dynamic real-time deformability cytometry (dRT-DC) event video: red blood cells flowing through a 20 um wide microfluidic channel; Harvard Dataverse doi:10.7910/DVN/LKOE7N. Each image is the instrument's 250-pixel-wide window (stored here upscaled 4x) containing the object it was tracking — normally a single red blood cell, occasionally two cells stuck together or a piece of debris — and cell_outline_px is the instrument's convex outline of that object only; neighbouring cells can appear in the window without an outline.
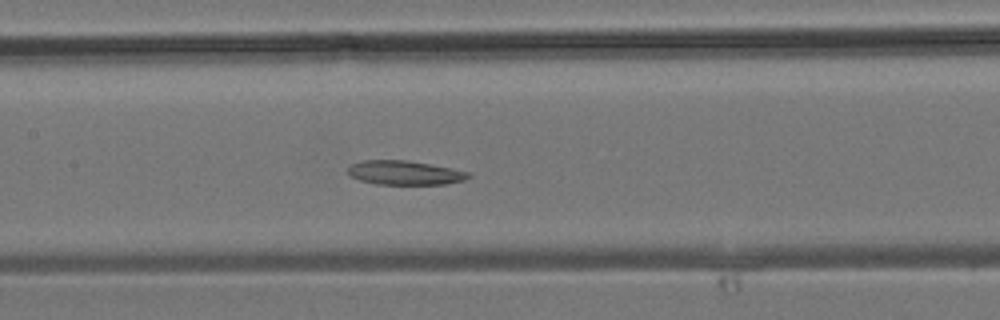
{"species": "common noctule bat (a hibernating species)", "species_latin": "Nyctalus noctula", "temperature_condition": "room temperature", "stored_images_in_passage": 34, "segment_of_instrument_passage": [2, 2], "camera_frame_rate_fps": 3000, "um_per_image_px": 0.085, "animal": {"sex": "male", "body_mass_g": 19.2, "forearm_length_mm": 51.8}, "frame": {"image": 1, "passage_image": 17, "time_ms": 5.333, "image_size_px": [1000, 320], "cell_outline_px": [[472, 176], [464, 180], [444, 184], [376, 184], [360, 180], [352, 176], [348, 172], [348, 168], [352, 164], [364, 160], [408, 160], [468, 172]], "centroid_in_image_um": [34.39, 14.68], "position_along_channel_um": 173.0, "area_um2": 16.65}}
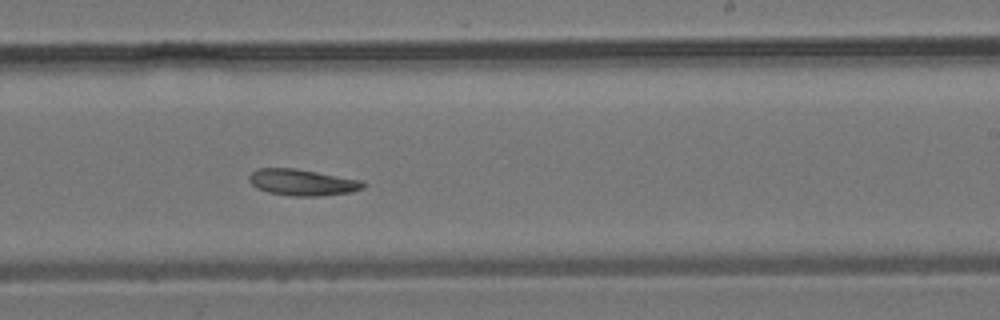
{"frame": {"image": 2, "passage_image": 22, "time_ms": 7.0, "image_size_px": [1000, 320], "cell_outline_px": [[368, 184], [364, 188], [348, 192], [320, 196], [292, 196], [268, 192], [256, 188], [248, 180], [248, 176], [256, 168], [296, 168], [364, 180]], "centroid_in_image_um": [25.71, 15.49], "position_along_channel_um": 263.3, "area_um2": 17.74}}
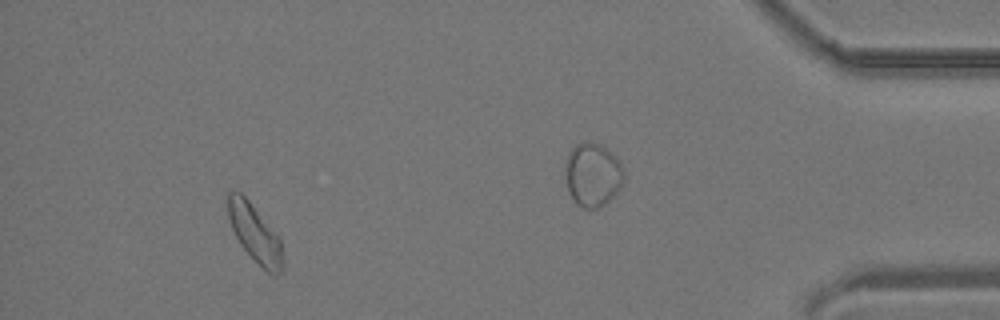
{"frame": {"image": 3, "passage_image": 34, "time_ms": 11.0, "image_size_px": [1000, 320], "cell_outline_px": [[280, 272], [276, 276], [268, 272], [240, 244], [228, 220], [224, 200], [228, 192], [240, 192], [248, 200], [280, 236]], "centroid_in_image_um": [21.58, 19.72], "position_along_channel_um": 413.6, "area_um2": 18.09}}